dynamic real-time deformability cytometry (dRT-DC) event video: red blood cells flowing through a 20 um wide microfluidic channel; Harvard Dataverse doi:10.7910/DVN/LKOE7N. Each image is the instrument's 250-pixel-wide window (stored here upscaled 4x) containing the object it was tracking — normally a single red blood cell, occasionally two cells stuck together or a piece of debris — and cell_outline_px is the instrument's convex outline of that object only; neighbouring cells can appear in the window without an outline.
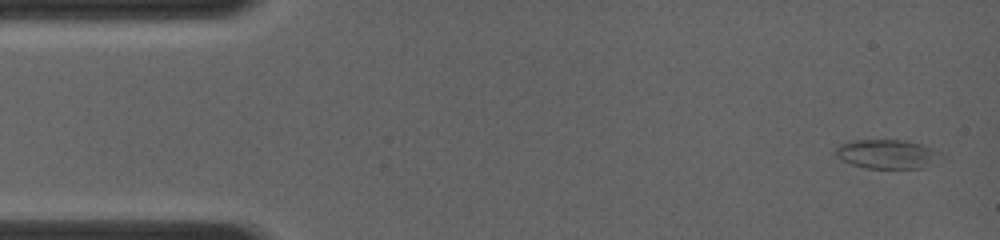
{"species": "common noctule bat (a hibernating species)", "species_latin": "Nyctalus noctula", "temperature_condition": "room temperature", "stored_images_in_passage": 9, "camera_frame_rate_fps": 4000, "um_per_image_px": 0.085, "animal": {"sex": "female", "body_mass_g": 19.0, "forearm_length_mm": 56.7}, "frame": {"image": 1, "passage_image": 1, "time_ms": 0.0, "image_size_px": [1000, 240], "cell_outline_px": [[948, 156], [920, 168], [864, 168], [840, 160], [832, 152], [840, 144], [852, 140], [904, 140], [920, 144], [932, 148]], "centroid_in_image_um": [75.39, 13.09], "position_along_channel_um": 9.6, "area_um2": 18.09}}
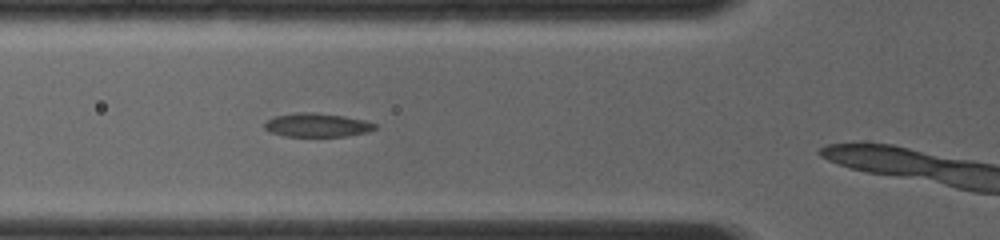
{"frame": {"image": 2, "passage_image": 8, "time_ms": 4.5, "image_size_px": [1000, 240], "cell_outline_px": [[376, 128], [368, 132], [344, 136], [284, 136], [268, 132], [264, 128], [264, 124], [272, 116], [296, 112], [312, 112], [344, 116], [364, 120], [376, 124]], "centroid_in_image_um": [26.9, 10.62], "position_along_channel_um": 98.9, "area_um2": 15.32}}